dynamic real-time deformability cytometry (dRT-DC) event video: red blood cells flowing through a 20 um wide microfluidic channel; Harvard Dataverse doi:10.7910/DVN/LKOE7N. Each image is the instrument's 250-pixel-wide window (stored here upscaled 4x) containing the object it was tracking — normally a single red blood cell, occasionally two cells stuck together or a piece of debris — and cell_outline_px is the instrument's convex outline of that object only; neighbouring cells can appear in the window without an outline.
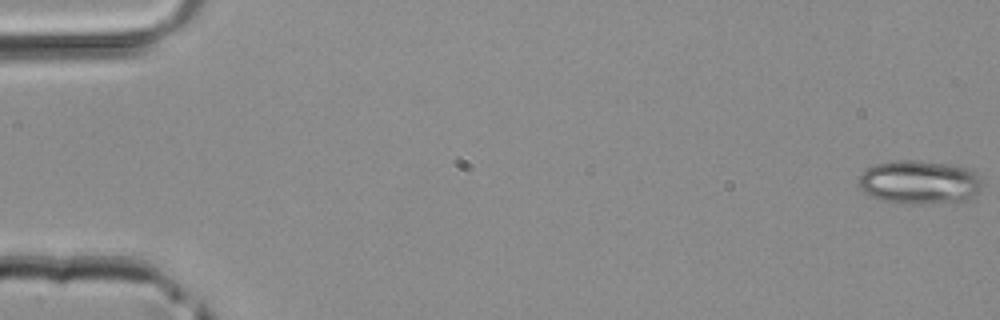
{"species": "common noctule bat (a hibernating species)", "species_latin": "Nyctalus noctula", "temperature_condition": "room temperature", "stored_images_in_passage": 4, "camera_frame_rate_fps": 3000, "um_per_image_px": 0.085, "animal": {"sex": "male", "body_mass_g": 20.4}, "frame": {"image": 1, "passage_image": 1, "time_ms": 0.0, "image_size_px": [1000, 320], "cell_outline_px": [[980, 192], [964, 200], [908, 204], [884, 200], [872, 196], [860, 188], [860, 176], [868, 168], [876, 164], [896, 160], [916, 160], [948, 164], [972, 168], [980, 176]], "centroid_in_image_um": [78.19, 15.46], "position_along_channel_um": 6.8, "area_um2": 30.98}}